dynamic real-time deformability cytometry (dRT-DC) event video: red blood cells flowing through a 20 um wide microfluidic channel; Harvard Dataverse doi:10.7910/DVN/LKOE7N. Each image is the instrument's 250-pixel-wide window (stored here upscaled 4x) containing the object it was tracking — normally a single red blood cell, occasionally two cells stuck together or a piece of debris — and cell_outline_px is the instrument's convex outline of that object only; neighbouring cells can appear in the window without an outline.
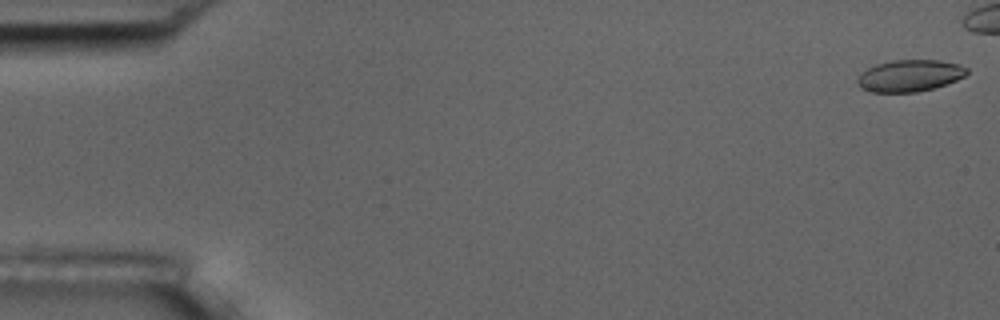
{"species": "common noctule bat (a hibernating species)", "species_latin": "Nyctalus noctula", "temperature_condition": "room temperature", "stored_images_in_passage": 3, "camera_frame_rate_fps": 3000, "um_per_image_px": 0.085, "animal": {"sex": "male", "body_mass_g": 17.5, "forearm_length_mm": 52.3}, "frame": {"image": 1, "passage_image": 1, "time_ms": 0.0, "image_size_px": [1000, 320], "cell_outline_px": [[968, 72], [964, 76], [956, 80], [932, 88], [916, 92], [872, 92], [860, 88], [856, 80], [868, 68], [876, 64], [892, 60], [940, 60], [956, 64], [968, 68]], "centroid_in_image_um": [77.31, 6.43], "position_along_channel_um": 7.7, "area_um2": 20.0}}